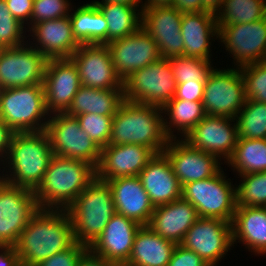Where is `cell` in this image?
Masks as SVG:
<instances>
[{"label":"cell","mask_w":266,"mask_h":266,"mask_svg":"<svg viewBox=\"0 0 266 266\" xmlns=\"http://www.w3.org/2000/svg\"><path fill=\"white\" fill-rule=\"evenodd\" d=\"M76 242L66 210L39 209L21 232L15 249L22 266H36Z\"/></svg>","instance_id":"cell-1"},{"label":"cell","mask_w":266,"mask_h":266,"mask_svg":"<svg viewBox=\"0 0 266 266\" xmlns=\"http://www.w3.org/2000/svg\"><path fill=\"white\" fill-rule=\"evenodd\" d=\"M53 155L46 131L15 133L2 165L4 167H0L3 168L0 179L35 191L43 181Z\"/></svg>","instance_id":"cell-2"},{"label":"cell","mask_w":266,"mask_h":266,"mask_svg":"<svg viewBox=\"0 0 266 266\" xmlns=\"http://www.w3.org/2000/svg\"><path fill=\"white\" fill-rule=\"evenodd\" d=\"M162 108L124 100L114 114L109 145L135 144L163 153L169 137Z\"/></svg>","instance_id":"cell-3"},{"label":"cell","mask_w":266,"mask_h":266,"mask_svg":"<svg viewBox=\"0 0 266 266\" xmlns=\"http://www.w3.org/2000/svg\"><path fill=\"white\" fill-rule=\"evenodd\" d=\"M96 178V168L85 161L53 155L35 198L40 209L66 208Z\"/></svg>","instance_id":"cell-4"},{"label":"cell","mask_w":266,"mask_h":266,"mask_svg":"<svg viewBox=\"0 0 266 266\" xmlns=\"http://www.w3.org/2000/svg\"><path fill=\"white\" fill-rule=\"evenodd\" d=\"M66 211L71 219L76 241L90 247L116 213L110 186L95 178Z\"/></svg>","instance_id":"cell-5"},{"label":"cell","mask_w":266,"mask_h":266,"mask_svg":"<svg viewBox=\"0 0 266 266\" xmlns=\"http://www.w3.org/2000/svg\"><path fill=\"white\" fill-rule=\"evenodd\" d=\"M48 116L43 85L0 89V120L15 133L45 131Z\"/></svg>","instance_id":"cell-6"},{"label":"cell","mask_w":266,"mask_h":266,"mask_svg":"<svg viewBox=\"0 0 266 266\" xmlns=\"http://www.w3.org/2000/svg\"><path fill=\"white\" fill-rule=\"evenodd\" d=\"M224 173L222 168L213 177L183 185L182 198L196 208L199 217L232 223L237 207L236 184Z\"/></svg>","instance_id":"cell-7"},{"label":"cell","mask_w":266,"mask_h":266,"mask_svg":"<svg viewBox=\"0 0 266 266\" xmlns=\"http://www.w3.org/2000/svg\"><path fill=\"white\" fill-rule=\"evenodd\" d=\"M176 87L169 60L160 58L123 81L124 100L162 108L174 98Z\"/></svg>","instance_id":"cell-8"},{"label":"cell","mask_w":266,"mask_h":266,"mask_svg":"<svg viewBox=\"0 0 266 266\" xmlns=\"http://www.w3.org/2000/svg\"><path fill=\"white\" fill-rule=\"evenodd\" d=\"M45 131L53 154L85 161L95 168L98 166L101 148L83 131L75 116L66 113L51 114Z\"/></svg>","instance_id":"cell-9"},{"label":"cell","mask_w":266,"mask_h":266,"mask_svg":"<svg viewBox=\"0 0 266 266\" xmlns=\"http://www.w3.org/2000/svg\"><path fill=\"white\" fill-rule=\"evenodd\" d=\"M245 101V82L240 68H214L204 87L202 103L206 114L235 119Z\"/></svg>","instance_id":"cell-10"},{"label":"cell","mask_w":266,"mask_h":266,"mask_svg":"<svg viewBox=\"0 0 266 266\" xmlns=\"http://www.w3.org/2000/svg\"><path fill=\"white\" fill-rule=\"evenodd\" d=\"M39 209L33 190L0 179V246H15Z\"/></svg>","instance_id":"cell-11"},{"label":"cell","mask_w":266,"mask_h":266,"mask_svg":"<svg viewBox=\"0 0 266 266\" xmlns=\"http://www.w3.org/2000/svg\"><path fill=\"white\" fill-rule=\"evenodd\" d=\"M48 59L25 43L0 49V89L43 85Z\"/></svg>","instance_id":"cell-12"},{"label":"cell","mask_w":266,"mask_h":266,"mask_svg":"<svg viewBox=\"0 0 266 266\" xmlns=\"http://www.w3.org/2000/svg\"><path fill=\"white\" fill-rule=\"evenodd\" d=\"M218 28V40L233 57L234 67L266 61V17L250 23L218 25Z\"/></svg>","instance_id":"cell-13"},{"label":"cell","mask_w":266,"mask_h":266,"mask_svg":"<svg viewBox=\"0 0 266 266\" xmlns=\"http://www.w3.org/2000/svg\"><path fill=\"white\" fill-rule=\"evenodd\" d=\"M180 245L197 253L210 266H217L233 246L232 224L221 219L199 217Z\"/></svg>","instance_id":"cell-14"},{"label":"cell","mask_w":266,"mask_h":266,"mask_svg":"<svg viewBox=\"0 0 266 266\" xmlns=\"http://www.w3.org/2000/svg\"><path fill=\"white\" fill-rule=\"evenodd\" d=\"M183 140L195 149L216 156L220 162L223 159L225 164L237 144L236 120L225 116L206 115Z\"/></svg>","instance_id":"cell-15"},{"label":"cell","mask_w":266,"mask_h":266,"mask_svg":"<svg viewBox=\"0 0 266 266\" xmlns=\"http://www.w3.org/2000/svg\"><path fill=\"white\" fill-rule=\"evenodd\" d=\"M75 63L80 83L96 89H123L106 44H80L70 57Z\"/></svg>","instance_id":"cell-16"},{"label":"cell","mask_w":266,"mask_h":266,"mask_svg":"<svg viewBox=\"0 0 266 266\" xmlns=\"http://www.w3.org/2000/svg\"><path fill=\"white\" fill-rule=\"evenodd\" d=\"M182 16L173 6L143 8L141 27L156 41L161 58L183 56Z\"/></svg>","instance_id":"cell-17"},{"label":"cell","mask_w":266,"mask_h":266,"mask_svg":"<svg viewBox=\"0 0 266 266\" xmlns=\"http://www.w3.org/2000/svg\"><path fill=\"white\" fill-rule=\"evenodd\" d=\"M163 153L182 186L213 177L222 169L216 156L191 147L182 138L169 139Z\"/></svg>","instance_id":"cell-18"},{"label":"cell","mask_w":266,"mask_h":266,"mask_svg":"<svg viewBox=\"0 0 266 266\" xmlns=\"http://www.w3.org/2000/svg\"><path fill=\"white\" fill-rule=\"evenodd\" d=\"M106 45L115 71L122 81L136 70L161 58L156 41L142 27L137 32Z\"/></svg>","instance_id":"cell-19"},{"label":"cell","mask_w":266,"mask_h":266,"mask_svg":"<svg viewBox=\"0 0 266 266\" xmlns=\"http://www.w3.org/2000/svg\"><path fill=\"white\" fill-rule=\"evenodd\" d=\"M47 112L65 113L81 86L78 69L71 58L48 59L43 81Z\"/></svg>","instance_id":"cell-20"},{"label":"cell","mask_w":266,"mask_h":266,"mask_svg":"<svg viewBox=\"0 0 266 266\" xmlns=\"http://www.w3.org/2000/svg\"><path fill=\"white\" fill-rule=\"evenodd\" d=\"M155 154L151 148L142 145H107L101 148L96 178L112 180L138 176Z\"/></svg>","instance_id":"cell-21"},{"label":"cell","mask_w":266,"mask_h":266,"mask_svg":"<svg viewBox=\"0 0 266 266\" xmlns=\"http://www.w3.org/2000/svg\"><path fill=\"white\" fill-rule=\"evenodd\" d=\"M27 32V37L32 36L27 43L47 59L70 58L80 46L73 36L69 16L38 22L31 25Z\"/></svg>","instance_id":"cell-22"},{"label":"cell","mask_w":266,"mask_h":266,"mask_svg":"<svg viewBox=\"0 0 266 266\" xmlns=\"http://www.w3.org/2000/svg\"><path fill=\"white\" fill-rule=\"evenodd\" d=\"M140 227L134 220L115 213L89 249L113 264L127 263Z\"/></svg>","instance_id":"cell-23"},{"label":"cell","mask_w":266,"mask_h":266,"mask_svg":"<svg viewBox=\"0 0 266 266\" xmlns=\"http://www.w3.org/2000/svg\"><path fill=\"white\" fill-rule=\"evenodd\" d=\"M102 181L107 182L111 188L116 213L134 220L141 226H148L155 207L138 176Z\"/></svg>","instance_id":"cell-24"},{"label":"cell","mask_w":266,"mask_h":266,"mask_svg":"<svg viewBox=\"0 0 266 266\" xmlns=\"http://www.w3.org/2000/svg\"><path fill=\"white\" fill-rule=\"evenodd\" d=\"M138 177L154 207L182 197V185L164 153L155 154Z\"/></svg>","instance_id":"cell-25"},{"label":"cell","mask_w":266,"mask_h":266,"mask_svg":"<svg viewBox=\"0 0 266 266\" xmlns=\"http://www.w3.org/2000/svg\"><path fill=\"white\" fill-rule=\"evenodd\" d=\"M198 218L196 208L181 197L168 204L156 206L148 227L178 245Z\"/></svg>","instance_id":"cell-26"},{"label":"cell","mask_w":266,"mask_h":266,"mask_svg":"<svg viewBox=\"0 0 266 266\" xmlns=\"http://www.w3.org/2000/svg\"><path fill=\"white\" fill-rule=\"evenodd\" d=\"M181 34L184 41L183 56L211 60V41L219 38V28L214 13H183ZM214 38V39H213Z\"/></svg>","instance_id":"cell-27"},{"label":"cell","mask_w":266,"mask_h":266,"mask_svg":"<svg viewBox=\"0 0 266 266\" xmlns=\"http://www.w3.org/2000/svg\"><path fill=\"white\" fill-rule=\"evenodd\" d=\"M231 224L233 247L241 242L249 252L266 255V207H236Z\"/></svg>","instance_id":"cell-28"},{"label":"cell","mask_w":266,"mask_h":266,"mask_svg":"<svg viewBox=\"0 0 266 266\" xmlns=\"http://www.w3.org/2000/svg\"><path fill=\"white\" fill-rule=\"evenodd\" d=\"M176 244L169 241L148 226L137 231L127 265L167 266Z\"/></svg>","instance_id":"cell-29"},{"label":"cell","mask_w":266,"mask_h":266,"mask_svg":"<svg viewBox=\"0 0 266 266\" xmlns=\"http://www.w3.org/2000/svg\"><path fill=\"white\" fill-rule=\"evenodd\" d=\"M123 101V89L100 90L81 85L65 113L70 116L85 113L114 116Z\"/></svg>","instance_id":"cell-30"},{"label":"cell","mask_w":266,"mask_h":266,"mask_svg":"<svg viewBox=\"0 0 266 266\" xmlns=\"http://www.w3.org/2000/svg\"><path fill=\"white\" fill-rule=\"evenodd\" d=\"M162 112L164 130L170 139H183L207 115L202 101L182 99H171L162 107ZM176 132L181 137H177Z\"/></svg>","instance_id":"cell-31"},{"label":"cell","mask_w":266,"mask_h":266,"mask_svg":"<svg viewBox=\"0 0 266 266\" xmlns=\"http://www.w3.org/2000/svg\"><path fill=\"white\" fill-rule=\"evenodd\" d=\"M72 10V33L79 44H107L108 23L96 5L90 2Z\"/></svg>","instance_id":"cell-32"},{"label":"cell","mask_w":266,"mask_h":266,"mask_svg":"<svg viewBox=\"0 0 266 266\" xmlns=\"http://www.w3.org/2000/svg\"><path fill=\"white\" fill-rule=\"evenodd\" d=\"M108 23L107 44L137 32L141 28L142 11L122 3L94 4ZM138 11V12H137Z\"/></svg>","instance_id":"cell-33"},{"label":"cell","mask_w":266,"mask_h":266,"mask_svg":"<svg viewBox=\"0 0 266 266\" xmlns=\"http://www.w3.org/2000/svg\"><path fill=\"white\" fill-rule=\"evenodd\" d=\"M226 164L237 175L266 171V139L238 138Z\"/></svg>","instance_id":"cell-34"},{"label":"cell","mask_w":266,"mask_h":266,"mask_svg":"<svg viewBox=\"0 0 266 266\" xmlns=\"http://www.w3.org/2000/svg\"><path fill=\"white\" fill-rule=\"evenodd\" d=\"M218 25H236L266 17V0H223L215 14Z\"/></svg>","instance_id":"cell-35"},{"label":"cell","mask_w":266,"mask_h":266,"mask_svg":"<svg viewBox=\"0 0 266 266\" xmlns=\"http://www.w3.org/2000/svg\"><path fill=\"white\" fill-rule=\"evenodd\" d=\"M235 120L238 138L266 139V103L247 99Z\"/></svg>","instance_id":"cell-36"},{"label":"cell","mask_w":266,"mask_h":266,"mask_svg":"<svg viewBox=\"0 0 266 266\" xmlns=\"http://www.w3.org/2000/svg\"><path fill=\"white\" fill-rule=\"evenodd\" d=\"M237 207H266V171L238 175Z\"/></svg>","instance_id":"cell-37"},{"label":"cell","mask_w":266,"mask_h":266,"mask_svg":"<svg viewBox=\"0 0 266 266\" xmlns=\"http://www.w3.org/2000/svg\"><path fill=\"white\" fill-rule=\"evenodd\" d=\"M168 60L177 83L206 82L214 69L211 61L197 57L178 56Z\"/></svg>","instance_id":"cell-38"},{"label":"cell","mask_w":266,"mask_h":266,"mask_svg":"<svg viewBox=\"0 0 266 266\" xmlns=\"http://www.w3.org/2000/svg\"><path fill=\"white\" fill-rule=\"evenodd\" d=\"M26 32V26L10 13L6 0H0V49L24 45Z\"/></svg>","instance_id":"cell-39"},{"label":"cell","mask_w":266,"mask_h":266,"mask_svg":"<svg viewBox=\"0 0 266 266\" xmlns=\"http://www.w3.org/2000/svg\"><path fill=\"white\" fill-rule=\"evenodd\" d=\"M239 68L245 82L246 100L266 103V61L243 65Z\"/></svg>","instance_id":"cell-40"},{"label":"cell","mask_w":266,"mask_h":266,"mask_svg":"<svg viewBox=\"0 0 266 266\" xmlns=\"http://www.w3.org/2000/svg\"><path fill=\"white\" fill-rule=\"evenodd\" d=\"M80 127L100 147L109 145L114 116L85 113L75 116Z\"/></svg>","instance_id":"cell-41"},{"label":"cell","mask_w":266,"mask_h":266,"mask_svg":"<svg viewBox=\"0 0 266 266\" xmlns=\"http://www.w3.org/2000/svg\"><path fill=\"white\" fill-rule=\"evenodd\" d=\"M71 6L69 0H34L31 25L45 20L69 16Z\"/></svg>","instance_id":"cell-42"},{"label":"cell","mask_w":266,"mask_h":266,"mask_svg":"<svg viewBox=\"0 0 266 266\" xmlns=\"http://www.w3.org/2000/svg\"><path fill=\"white\" fill-rule=\"evenodd\" d=\"M89 247L76 242L71 248L56 253L36 266H77L81 256Z\"/></svg>","instance_id":"cell-43"},{"label":"cell","mask_w":266,"mask_h":266,"mask_svg":"<svg viewBox=\"0 0 266 266\" xmlns=\"http://www.w3.org/2000/svg\"><path fill=\"white\" fill-rule=\"evenodd\" d=\"M167 266H210L197 253L176 245Z\"/></svg>","instance_id":"cell-44"},{"label":"cell","mask_w":266,"mask_h":266,"mask_svg":"<svg viewBox=\"0 0 266 266\" xmlns=\"http://www.w3.org/2000/svg\"><path fill=\"white\" fill-rule=\"evenodd\" d=\"M205 82H184L177 83L175 96L173 99L187 101H202L204 95Z\"/></svg>","instance_id":"cell-45"},{"label":"cell","mask_w":266,"mask_h":266,"mask_svg":"<svg viewBox=\"0 0 266 266\" xmlns=\"http://www.w3.org/2000/svg\"><path fill=\"white\" fill-rule=\"evenodd\" d=\"M34 0H6L10 13L28 29L31 26V14Z\"/></svg>","instance_id":"cell-46"},{"label":"cell","mask_w":266,"mask_h":266,"mask_svg":"<svg viewBox=\"0 0 266 266\" xmlns=\"http://www.w3.org/2000/svg\"><path fill=\"white\" fill-rule=\"evenodd\" d=\"M15 132L0 120V164L3 165ZM3 162V163H2Z\"/></svg>","instance_id":"cell-47"},{"label":"cell","mask_w":266,"mask_h":266,"mask_svg":"<svg viewBox=\"0 0 266 266\" xmlns=\"http://www.w3.org/2000/svg\"><path fill=\"white\" fill-rule=\"evenodd\" d=\"M0 266H22L15 246H0Z\"/></svg>","instance_id":"cell-48"},{"label":"cell","mask_w":266,"mask_h":266,"mask_svg":"<svg viewBox=\"0 0 266 266\" xmlns=\"http://www.w3.org/2000/svg\"><path fill=\"white\" fill-rule=\"evenodd\" d=\"M173 7L182 13H199L206 11L203 0H174Z\"/></svg>","instance_id":"cell-49"},{"label":"cell","mask_w":266,"mask_h":266,"mask_svg":"<svg viewBox=\"0 0 266 266\" xmlns=\"http://www.w3.org/2000/svg\"><path fill=\"white\" fill-rule=\"evenodd\" d=\"M113 263L106 261L103 257L94 254L88 249L80 258L77 266H112Z\"/></svg>","instance_id":"cell-50"},{"label":"cell","mask_w":266,"mask_h":266,"mask_svg":"<svg viewBox=\"0 0 266 266\" xmlns=\"http://www.w3.org/2000/svg\"><path fill=\"white\" fill-rule=\"evenodd\" d=\"M93 4H98V3H122L126 5H131L133 7L139 8L141 11L143 10V1L142 0H102V1H91ZM141 4V5H140Z\"/></svg>","instance_id":"cell-51"},{"label":"cell","mask_w":266,"mask_h":266,"mask_svg":"<svg viewBox=\"0 0 266 266\" xmlns=\"http://www.w3.org/2000/svg\"><path fill=\"white\" fill-rule=\"evenodd\" d=\"M223 0H203V7L206 11L216 14L222 5Z\"/></svg>","instance_id":"cell-52"},{"label":"cell","mask_w":266,"mask_h":266,"mask_svg":"<svg viewBox=\"0 0 266 266\" xmlns=\"http://www.w3.org/2000/svg\"><path fill=\"white\" fill-rule=\"evenodd\" d=\"M174 0H145L143 8H150L155 6H172Z\"/></svg>","instance_id":"cell-53"},{"label":"cell","mask_w":266,"mask_h":266,"mask_svg":"<svg viewBox=\"0 0 266 266\" xmlns=\"http://www.w3.org/2000/svg\"><path fill=\"white\" fill-rule=\"evenodd\" d=\"M112 266H130V265H127L126 263H123V264H113Z\"/></svg>","instance_id":"cell-54"}]
</instances>
